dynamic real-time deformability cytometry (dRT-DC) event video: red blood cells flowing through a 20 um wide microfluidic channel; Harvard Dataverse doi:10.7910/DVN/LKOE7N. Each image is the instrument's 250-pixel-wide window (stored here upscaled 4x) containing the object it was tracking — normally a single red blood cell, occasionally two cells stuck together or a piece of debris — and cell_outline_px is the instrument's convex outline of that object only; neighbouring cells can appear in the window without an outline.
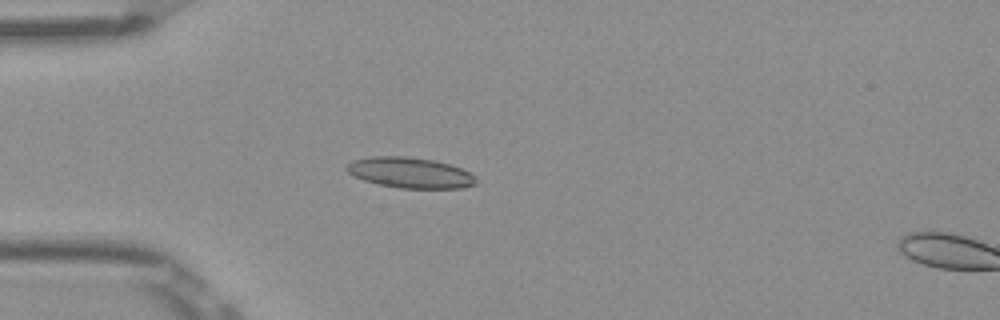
{"species": "Egyptian fruit bat (a non-hibernating species)", "species_latin": "Rousettus aegyptiacus", "temperature_condition": "room temperature", "stored_images_in_passage": 17, "camera_frame_rate_fps": 3000, "um_per_image_px": 0.085, "frame": {"image": 1, "passage_image": 15, "time_ms": 4.667, "image_size_px": [1000, 320], "cell_outline_px": [[476, 184], [460, 188], [400, 188], [380, 184], [364, 180], [348, 172], [348, 164], [352, 160], [368, 156], [404, 156], [432, 160], [448, 164], [472, 172], [476, 176]], "centroid_in_image_um": [34.89, 14.67], "position_along_channel_um": 50.1, "area_um2": 22.89}}